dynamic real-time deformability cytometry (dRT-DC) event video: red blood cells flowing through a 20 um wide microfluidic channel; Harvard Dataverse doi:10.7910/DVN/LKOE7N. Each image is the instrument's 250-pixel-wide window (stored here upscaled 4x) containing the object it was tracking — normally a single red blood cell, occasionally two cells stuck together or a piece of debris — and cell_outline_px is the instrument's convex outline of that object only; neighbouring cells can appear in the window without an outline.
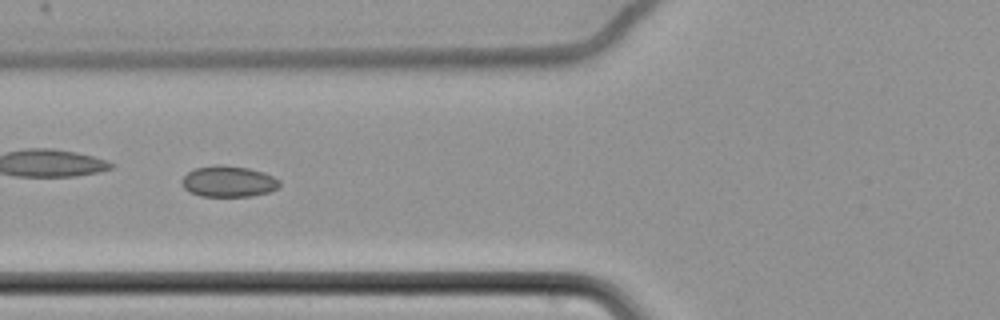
{"species": "common noctule bat (a hibernating species)", "species_latin": "Nyctalus noctula", "temperature_condition": "cold", "stored_images_in_passage": 43, "camera_frame_rate_fps": 3000, "um_per_image_px": 0.085, "animal": {"sex": "female", "body_mass_g": 22.7, "forearm_length_mm": 54.2}, "frame": {"image": 1, "passage_image": 7, "time_ms": 2.0, "image_size_px": [1000, 320], "cell_outline_px": [[280, 188], [268, 192], [252, 196], [200, 196], [188, 192], [180, 184], [180, 180], [188, 172], [196, 168], [212, 164], [224, 164], [248, 168], [264, 172], [280, 180]], "centroid_in_image_um": [19.4, 15.41], "position_along_channel_um": 106.4, "area_um2": 18.03}, "authors_computed_cell_mechanics": {"area_um2": 17.7446, "velocity_mm_per_s": 3.4647, "shape_relaxation_time_tau1_ms": null, "shape_relaxation_time_tau2_ms": 3.7632, "deformation_change_tau1": null, "deformation_change_tau2": 0.0647}}